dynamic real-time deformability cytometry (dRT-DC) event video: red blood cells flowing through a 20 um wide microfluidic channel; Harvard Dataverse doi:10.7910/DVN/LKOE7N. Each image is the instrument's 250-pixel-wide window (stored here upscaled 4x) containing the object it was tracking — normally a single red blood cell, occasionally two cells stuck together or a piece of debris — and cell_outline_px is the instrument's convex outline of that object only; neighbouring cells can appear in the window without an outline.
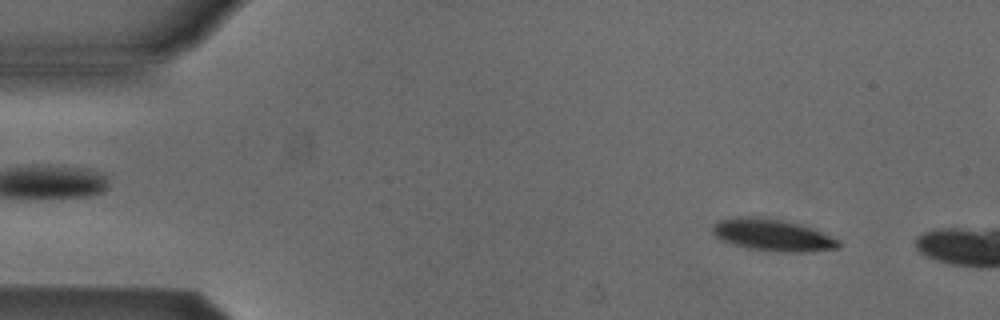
{"species": "Egyptian fruit bat (a non-hibernating species)", "species_latin": "Rousettus aegyptiacus", "temperature_condition": "cold", "stored_images_in_passage": 2, "camera_frame_rate_fps": 3000, "um_per_image_px": 0.085, "animal": {"sex": "male"}, "frame": {"image": 1, "passage_image": 1, "time_ms": 0.0, "image_size_px": [1000, 320], "cell_outline_px": [[840, 248], [812, 252], [776, 252], [748, 248], [732, 244], [720, 240], [712, 232], [712, 228], [720, 220], [748, 216], [752, 216], [800, 224], [840, 240]], "centroid_in_image_um": [65.69, 20.01], "position_along_channel_um": 19.3, "area_um2": 23.12}}